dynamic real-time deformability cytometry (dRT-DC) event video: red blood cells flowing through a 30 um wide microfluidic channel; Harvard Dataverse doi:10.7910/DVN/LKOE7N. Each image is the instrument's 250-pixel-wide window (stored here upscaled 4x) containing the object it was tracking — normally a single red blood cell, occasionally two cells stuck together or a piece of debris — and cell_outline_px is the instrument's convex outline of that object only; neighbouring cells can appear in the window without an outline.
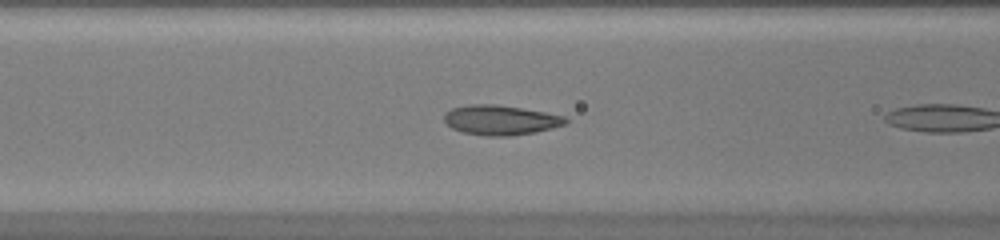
{"species": "common noctule bat (a hibernating species)", "species_latin": "Nyctalus noctula", "temperature_condition": "warm", "stored_images_in_passage": 7, "camera_frame_rate_fps": 3000, "um_per_image_px": 0.085, "animal": {"sex": "female", "body_mass_g": 20.0, "forearm_length_mm": 54.0}, "frame": {"image": 1, "passage_image": 6, "time_ms": 1.667, "image_size_px": [1000, 240], "cell_outline_px": [[568, 120], [564, 124], [552, 128], [536, 132], [512, 136], [484, 136], [464, 132], [452, 128], [444, 120], [444, 112], [452, 108], [468, 104], [496, 104], [544, 112], [564, 116]], "centroid_in_image_um": [42.52, 10.2], "position_along_channel_um": 124.1, "area_um2": 21.04}}